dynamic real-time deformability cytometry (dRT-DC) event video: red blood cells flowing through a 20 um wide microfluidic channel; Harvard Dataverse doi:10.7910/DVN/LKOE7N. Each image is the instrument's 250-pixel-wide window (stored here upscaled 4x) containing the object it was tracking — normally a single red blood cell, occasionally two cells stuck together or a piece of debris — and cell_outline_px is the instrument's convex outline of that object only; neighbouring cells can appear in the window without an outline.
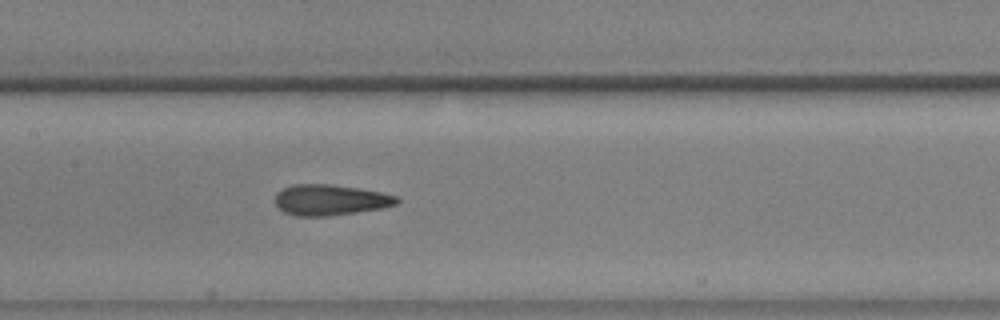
{"species": "common noctule bat (a hibernating species)", "species_latin": "Nyctalus noctula", "temperature_condition": "warm", "stored_images_in_passage": 56, "camera_frame_rate_fps": 3000, "um_per_image_px": 0.085, "animal": {"sex": "male", "body_mass_g": 17.9, "forearm_length_mm": 54.2}, "frame": {"image": 1, "passage_image": 28, "time_ms": 9.0, "image_size_px": [1000, 320], "cell_outline_px": [[400, 200], [396, 204], [384, 208], [328, 216], [296, 216], [284, 212], [276, 204], [276, 192], [292, 184], [328, 184], [356, 188], [380, 192], [396, 196]], "centroid_in_image_um": [28.06, 17.0], "position_along_channel_um": 179.3, "area_um2": 21.68}}
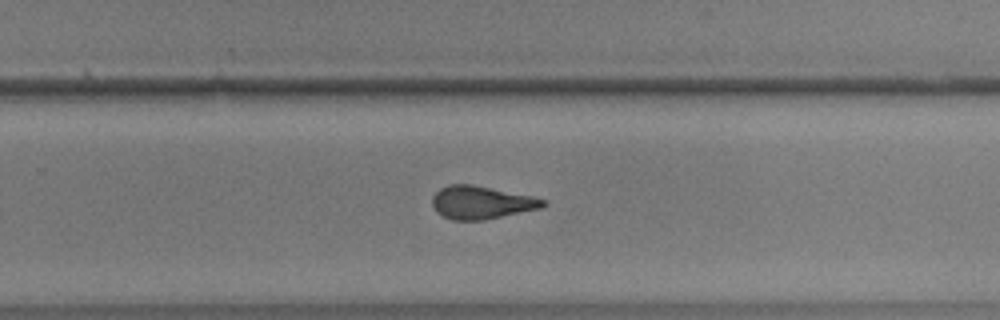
{"frame": {"image": 2, "passage_image": 37, "time_ms": 12.0, "image_size_px": [1000, 320], "cell_outline_px": [[548, 204], [544, 208], [484, 220], [452, 220], [436, 212], [432, 204], [432, 196], [440, 188], [448, 184], [472, 184], [532, 196], [548, 200]], "centroid_in_image_um": [40.95, 17.21], "position_along_channel_um": 288.8, "area_um2": 21.56}}
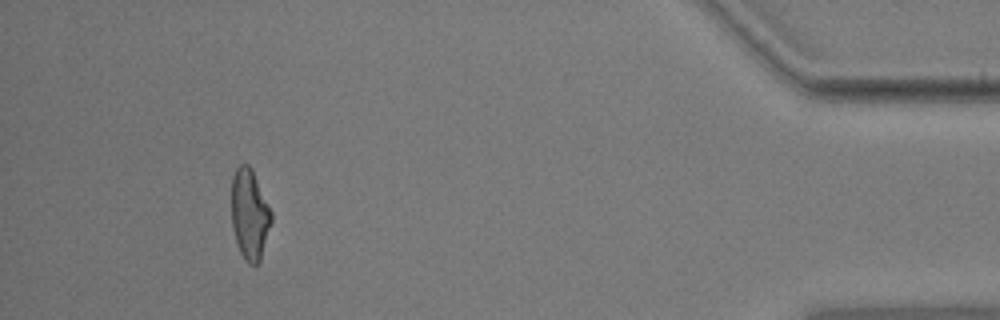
{"frame": {"image": 3, "passage_image": 52, "time_ms": 17.0, "image_size_px": [1000, 320], "cell_outline_px": [[272, 220], [260, 260], [256, 264], [248, 264], [244, 260], [236, 244], [232, 228], [232, 176], [236, 168], [240, 164], [248, 164], [252, 168], [272, 212]], "centroid_in_image_um": [21.21, 18.21], "position_along_channel_um": 414.0, "area_um2": 21.1}, "authors_computed_cell_mechanics": {"area_um2": 21.5016, "velocity_mm_per_s": 3.6686, "shape_relaxation_time_tau1_ms": null, "shape_relaxation_time_tau2_ms": 1.7094, "deformation_change_tau1": null, "deformation_change_tau2": 0.1048}}